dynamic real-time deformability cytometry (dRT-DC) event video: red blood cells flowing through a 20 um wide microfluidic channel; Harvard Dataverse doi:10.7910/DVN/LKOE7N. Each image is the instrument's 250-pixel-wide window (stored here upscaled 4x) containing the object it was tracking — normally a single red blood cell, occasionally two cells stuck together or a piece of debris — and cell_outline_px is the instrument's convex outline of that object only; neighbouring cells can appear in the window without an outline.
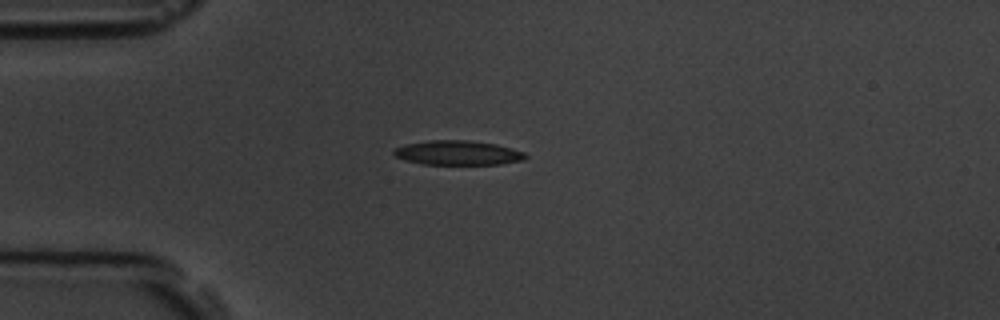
{"species": "common noctule bat (a hibernating species)", "species_latin": "Nyctalus noctula", "temperature_condition": "room temperature", "stored_images_in_passage": 8, "camera_frame_rate_fps": 3000, "um_per_image_px": 0.085, "animal": {"sex": "male", "body_mass_g": 19.5, "forearm_length_mm": 54.6}, "frame": {"image": 1, "passage_image": 1, "time_ms": 0.0, "image_size_px": [1000, 320], "cell_outline_px": [[528, 156], [524, 160], [500, 164], [424, 164], [404, 160], [396, 156], [392, 152], [396, 148], [404, 144], [428, 140], [468, 140], [496, 144], [512, 148], [524, 152]], "centroid_in_image_um": [38.92, 12.98], "position_along_channel_um": 46.1, "area_um2": 18.79}}
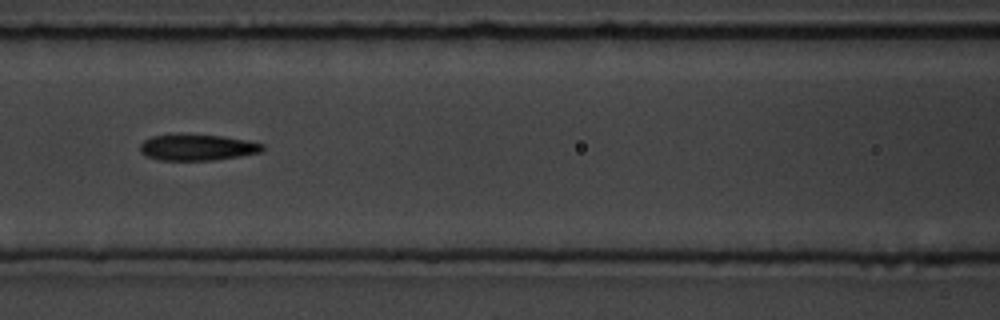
{"frame": {"image": 2, "passage_image": 4, "time_ms": 3.333, "image_size_px": [1000, 320], "cell_outline_px": [[264, 148], [260, 152], [240, 156], [212, 160], [160, 160], [148, 156], [140, 152], [140, 144], [144, 140], [152, 136], [176, 132], [180, 132], [224, 136], [264, 144]], "centroid_in_image_um": [16.72, 12.49], "position_along_channel_um": 149.9, "area_um2": 19.07}}
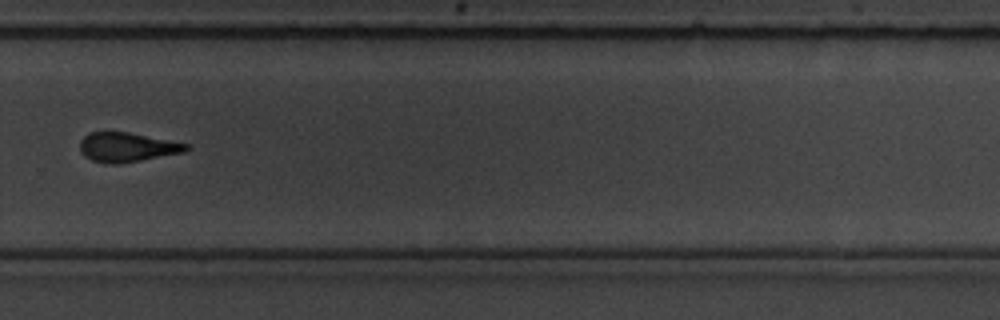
{"frame": {"image": 3, "passage_image": 8, "time_ms": 8.0, "image_size_px": [1000, 320], "cell_outline_px": [[188, 148], [184, 152], [120, 164], [108, 164], [92, 160], [84, 156], [80, 152], [80, 140], [88, 132], [104, 128], [108, 128], [188, 144]], "centroid_in_image_um": [10.69, 12.47], "position_along_channel_um": 319.1, "area_um2": 18.73}}